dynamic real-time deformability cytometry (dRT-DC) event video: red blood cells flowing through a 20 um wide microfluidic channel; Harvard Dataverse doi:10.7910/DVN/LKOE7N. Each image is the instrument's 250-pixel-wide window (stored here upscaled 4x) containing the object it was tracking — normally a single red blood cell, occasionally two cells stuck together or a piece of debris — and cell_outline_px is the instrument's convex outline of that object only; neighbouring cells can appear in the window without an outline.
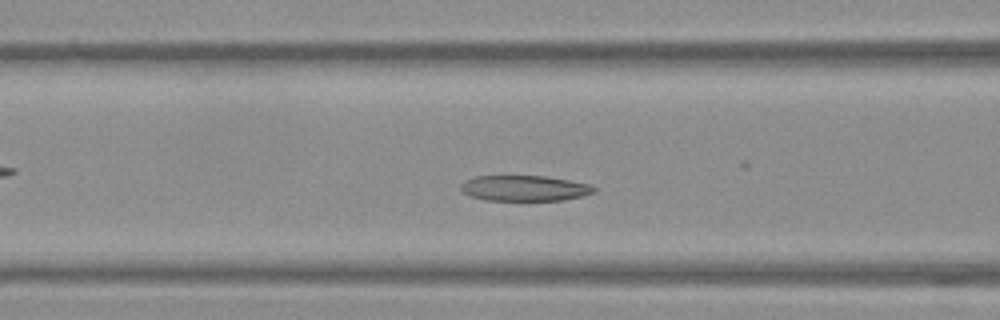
{"species": "Egyptian fruit bat (a non-hibernating species)", "species_latin": "Rousettus aegyptiacus", "temperature_condition": "warm", "stored_images_in_passage": 47, "camera_frame_rate_fps": 3000, "um_per_image_px": 0.085, "frame": {"image": 1, "passage_image": 14, "time_ms": 4.333, "image_size_px": [1000, 320], "cell_outline_px": [[596, 192], [584, 196], [564, 200], [484, 200], [468, 196], [460, 192], [460, 184], [464, 180], [476, 176], [544, 176], [568, 180], [588, 184], [596, 188]], "centroid_in_image_um": [44.53, 16.0], "position_along_channel_um": 122.1, "area_um2": 20.06}}
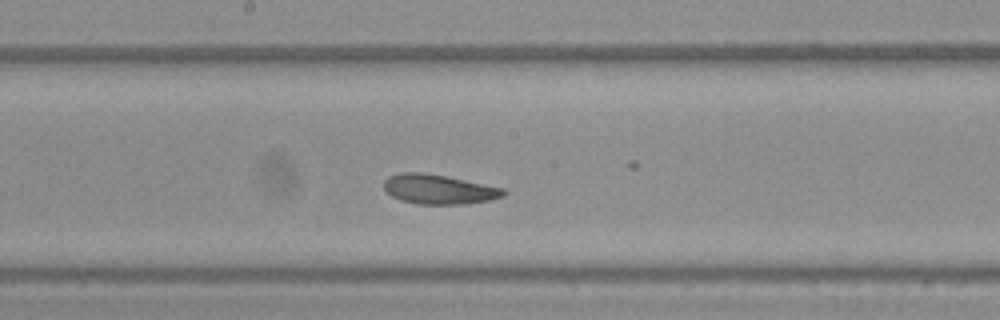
{"frame": {"image": 2, "passage_image": 21, "time_ms": 6.667, "image_size_px": [1000, 320], "cell_outline_px": [[508, 192], [504, 196], [488, 200], [468, 204], [420, 204], [400, 200], [392, 196], [384, 188], [384, 180], [388, 176], [400, 172], [420, 172], [444, 176], [504, 188]], "centroid_in_image_um": [37.29, 16.09], "position_along_channel_um": 210.9, "area_um2": 20.52}}
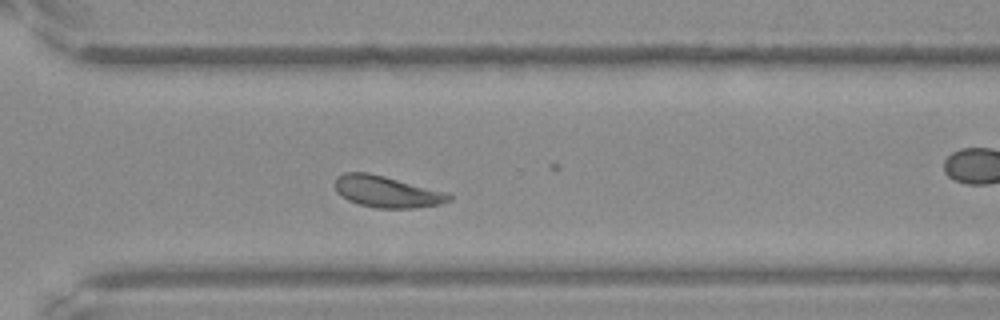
{"frame": {"image": 3, "passage_image": 31, "time_ms": 10.0, "image_size_px": [1000, 320], "cell_outline_px": [[452, 200], [440, 204], [412, 208], [376, 208], [360, 204], [348, 200], [336, 192], [336, 176], [344, 172], [368, 172], [448, 192], [452, 196]], "centroid_in_image_um": [32.89, 16.29], "position_along_channel_um": 337.7, "area_um2": 20.92}, "authors_computed_cell_mechanics": {"area_um2": 21.0392, "velocity_mm_per_s": 3.8113, "shape_relaxation_time_tau1_ms": 2.1874, "shape_relaxation_time_tau2_ms": 2.1732, "deformation_change_tau1": 0.1138, "deformation_change_tau2": 0.0951}}